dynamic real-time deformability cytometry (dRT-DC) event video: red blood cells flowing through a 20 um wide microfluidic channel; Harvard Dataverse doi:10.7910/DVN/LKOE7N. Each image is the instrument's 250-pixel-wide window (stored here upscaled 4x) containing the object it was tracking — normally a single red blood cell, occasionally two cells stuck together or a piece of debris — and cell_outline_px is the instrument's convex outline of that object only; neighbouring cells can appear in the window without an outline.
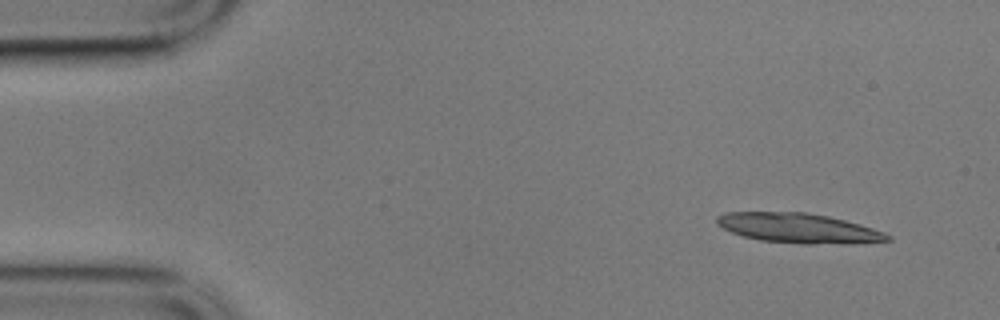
{"species": "common noctule bat (a hibernating species)", "species_latin": "Nyctalus noctula", "temperature_condition": "cold", "stored_images_in_passage": 4, "camera_frame_rate_fps": 3000, "um_per_image_px": 0.085, "animal": {"sex": "male", "body_mass_g": 17.9}, "frame": {"image": 1, "passage_image": 1, "time_ms": 0.0, "image_size_px": [1000, 320], "cell_outline_px": [[892, 240], [848, 244], [800, 244], [760, 240], [744, 236], [732, 232], [716, 224], [716, 216], [724, 212], [808, 212], [828, 216], [860, 224], [884, 232], [892, 236]], "centroid_in_image_um": [67.89, 19.39], "position_along_channel_um": 17.1, "area_um2": 29.77}}